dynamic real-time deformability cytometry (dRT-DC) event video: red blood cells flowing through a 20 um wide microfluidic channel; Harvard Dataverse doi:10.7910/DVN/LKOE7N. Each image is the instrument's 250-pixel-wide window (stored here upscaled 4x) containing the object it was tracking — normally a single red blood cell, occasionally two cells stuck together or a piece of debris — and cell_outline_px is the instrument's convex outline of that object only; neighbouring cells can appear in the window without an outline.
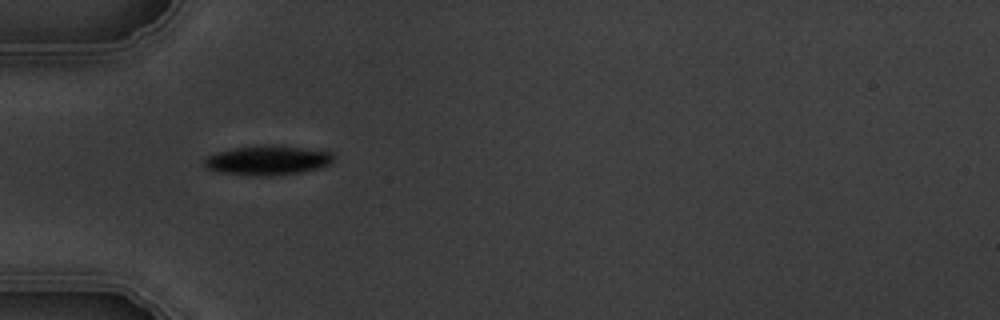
{"species": "common noctule bat (a hibernating species)", "species_latin": "Nyctalus noctula", "temperature_condition": "warm", "stored_images_in_passage": 1, "camera_frame_rate_fps": 3000, "um_per_image_px": 0.085, "animal": {"sex": "male", "body_mass_g": 19.5, "forearm_length_mm": 54.6}, "frame": {"image": 1, "passage_image": 1, "time_ms": 0.0, "image_size_px": [1000, 320], "cell_outline_px": [[332, 160], [328, 164], [320, 168], [304, 172], [272, 176], [248, 176], [216, 172], [208, 168], [204, 164], [204, 160], [208, 156], [216, 152], [236, 148], [300, 148], [328, 152], [332, 156]], "centroid_in_image_um": [22.68, 13.7], "position_along_channel_um": 62.3, "area_um2": 21.15}}